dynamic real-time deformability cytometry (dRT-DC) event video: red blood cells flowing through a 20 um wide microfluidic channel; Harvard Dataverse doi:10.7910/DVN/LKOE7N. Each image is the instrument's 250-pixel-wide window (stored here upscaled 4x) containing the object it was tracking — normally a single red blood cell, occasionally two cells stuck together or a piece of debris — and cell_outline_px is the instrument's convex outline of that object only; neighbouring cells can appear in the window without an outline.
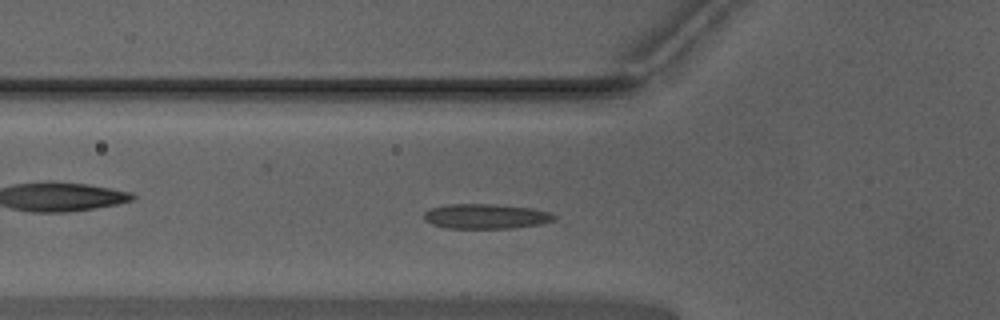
{"species": "Egyptian fruit bat (a non-hibernating species)", "species_latin": "Rousettus aegyptiacus", "temperature_condition": "warm", "stored_images_in_passage": 46, "camera_frame_rate_fps": 3000, "um_per_image_px": 0.085, "animal": {"sex": "male"}, "frame": {"image": 1, "passage_image": 11, "time_ms": 3.333, "image_size_px": [1000, 320], "cell_outline_px": [[556, 220], [540, 224], [512, 228], [448, 228], [432, 224], [424, 220], [424, 212], [432, 208], [448, 204], [496, 204], [532, 208], [548, 212], [556, 216]], "centroid_in_image_um": [41.3, 18.38], "position_along_channel_um": 84.5, "area_um2": 18.84}}
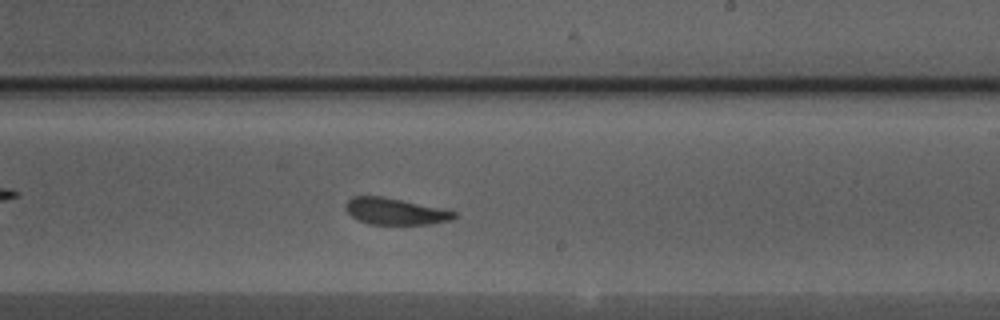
{"frame": {"image": 2, "passage_image": 24, "time_ms": 7.667, "image_size_px": [1000, 320], "cell_outline_px": [[456, 216], [452, 220], [432, 224], [368, 224], [356, 220], [344, 208], [344, 204], [352, 196], [384, 196], [456, 212]], "centroid_in_image_um": [33.53, 17.97], "position_along_channel_um": 255.5, "area_um2": 16.76}}
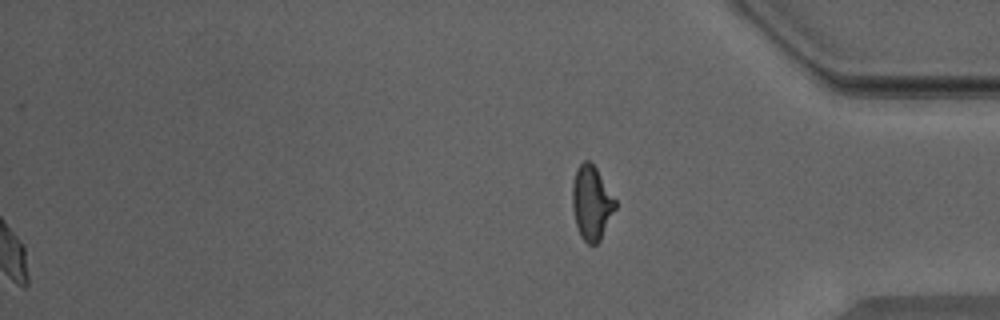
{"frame": {"image": 3, "passage_image": 46, "time_ms": 15.0, "image_size_px": [1000, 320], "cell_outline_px": [[616, 208], [600, 240], [596, 244], [588, 244], [580, 236], [576, 224], [572, 208], [572, 184], [576, 172], [580, 164], [584, 160], [588, 160], [596, 168], [616, 200]], "centroid_in_image_um": [50.28, 17.25], "position_along_channel_um": 384.9, "area_um2": 18.38}, "authors_computed_cell_mechanics": {"area_um2": 17.6579, "velocity_mm_per_s": 3.9399, "shape_relaxation_time_tau1_ms": 4.425, "shape_relaxation_time_tau2_ms": 1.9959, "deformation_change_tau1": 0.1204, "deformation_change_tau2": 0.0892}}